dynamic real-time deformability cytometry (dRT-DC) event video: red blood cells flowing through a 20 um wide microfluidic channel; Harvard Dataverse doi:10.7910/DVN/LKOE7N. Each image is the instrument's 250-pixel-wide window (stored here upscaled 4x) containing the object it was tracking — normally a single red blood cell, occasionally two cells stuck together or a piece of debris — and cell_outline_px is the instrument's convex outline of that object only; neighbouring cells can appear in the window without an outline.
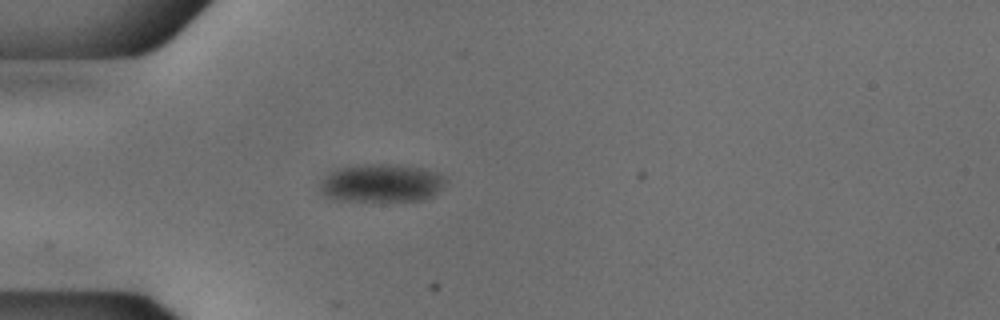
{"species": "common noctule bat (a hibernating species)", "species_latin": "Nyctalus noctula", "temperature_condition": "cold", "stored_images_in_passage": 7, "camera_frame_rate_fps": 3000, "um_per_image_px": 0.085, "animal": {"sex": "male", "body_mass_g": 18.8}, "frame": {"image": 1, "passage_image": 1, "time_ms": 0.0, "image_size_px": [1000, 320], "cell_outline_px": [[448, 180], [432, 196], [424, 200], [336, 200], [324, 196], [320, 192], [320, 180], [328, 172], [336, 168], [372, 164], [388, 164], [424, 168], [448, 176]], "centroid_in_image_um": [32.41, 15.55], "position_along_channel_um": 52.6, "area_um2": 27.98}}
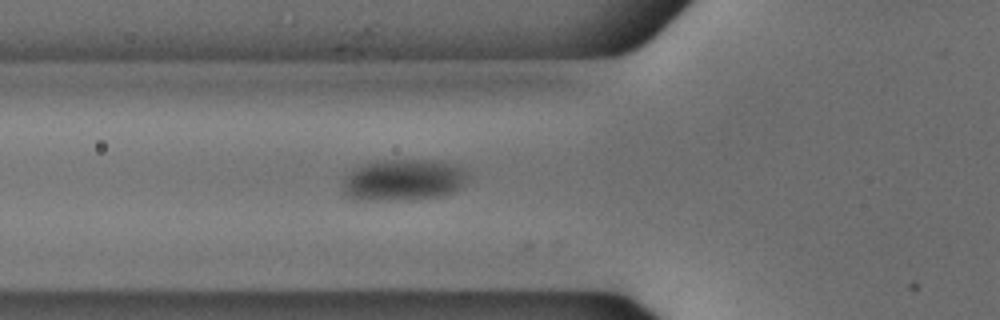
{"frame": {"image": 2, "passage_image": 5, "time_ms": 1.333, "image_size_px": [1000, 320], "cell_outline_px": [[468, 180], [456, 192], [444, 196], [404, 200], [352, 200], [344, 196], [344, 180], [356, 168], [364, 164], [380, 160], [436, 160], [456, 164], [464, 168], [468, 172]], "centroid_in_image_um": [34.36, 15.31], "position_along_channel_um": 91.4, "area_um2": 30.69}}